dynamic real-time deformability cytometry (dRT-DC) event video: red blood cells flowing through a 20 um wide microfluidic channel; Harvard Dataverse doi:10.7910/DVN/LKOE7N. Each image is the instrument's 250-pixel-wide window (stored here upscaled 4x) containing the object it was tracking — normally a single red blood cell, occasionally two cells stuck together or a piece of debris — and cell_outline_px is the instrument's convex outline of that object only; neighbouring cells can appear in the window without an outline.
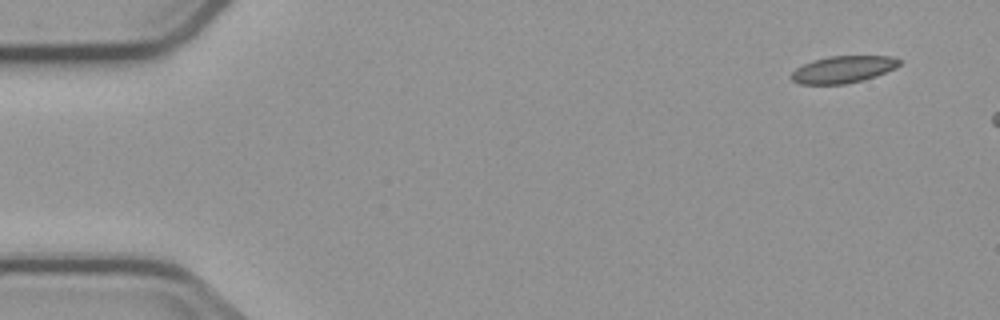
{"species": "common noctule bat (a hibernating species)", "species_latin": "Nyctalus noctula", "temperature_condition": "cold", "stored_images_in_passage": 3, "camera_frame_rate_fps": 3000, "um_per_image_px": 0.085, "animal": {"sex": "male", "body_mass_g": 23.1, "forearm_length_mm": 52.7}, "frame": {"image": 1, "passage_image": 1, "time_ms": 0.0, "image_size_px": [1000, 320], "cell_outline_px": [[900, 64], [896, 68], [876, 76], [864, 80], [844, 84], [800, 84], [792, 80], [788, 76], [796, 68], [804, 64], [828, 56], [892, 56], [900, 60]], "centroid_in_image_um": [71.66, 5.91], "position_along_channel_um": 13.3, "area_um2": 16.99}}